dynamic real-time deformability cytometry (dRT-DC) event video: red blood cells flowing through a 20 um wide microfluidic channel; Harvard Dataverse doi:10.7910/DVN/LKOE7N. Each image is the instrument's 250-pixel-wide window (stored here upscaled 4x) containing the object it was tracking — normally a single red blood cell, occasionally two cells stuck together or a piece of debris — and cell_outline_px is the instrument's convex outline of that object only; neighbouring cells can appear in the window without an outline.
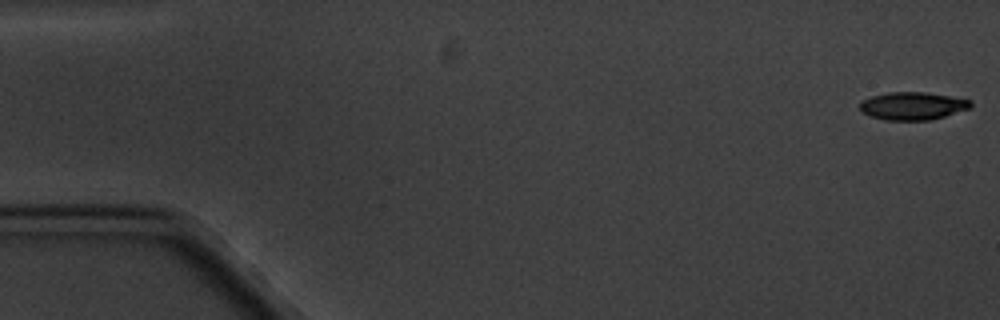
{"species": "common noctule bat (a hibernating species)", "species_latin": "Nyctalus noctula", "temperature_condition": "cold", "stored_images_in_passage": 5, "camera_frame_rate_fps": 3000, "um_per_image_px": 0.085, "animal": {"sex": "male", "body_mass_g": 20.1, "forearm_length_mm": 53.5}, "frame": {"image": 1, "passage_image": 1, "time_ms": 0.0, "image_size_px": [1000, 320], "cell_outline_px": [[972, 108], [944, 116], [928, 120], [884, 120], [872, 116], [864, 112], [860, 108], [860, 100], [872, 96], [888, 92], [924, 92], [952, 96], [972, 100]], "centroid_in_image_um": [77.6, 8.99], "position_along_channel_um": 7.4, "area_um2": 17.98}}
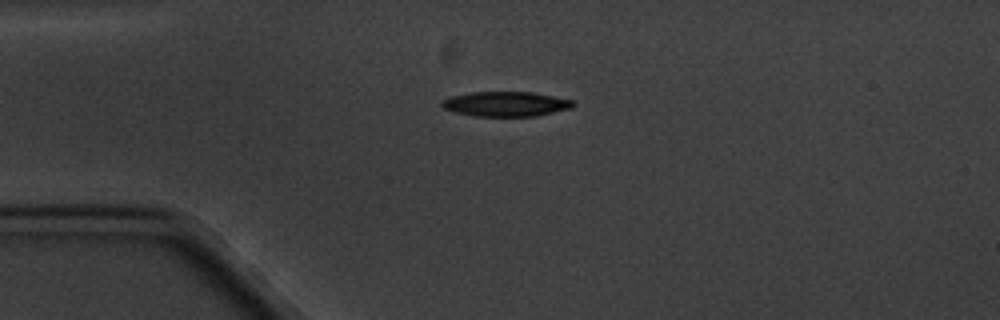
{"frame": {"image": 2, "passage_image": 4, "time_ms": 4.333, "image_size_px": [1000, 320], "cell_outline_px": [[576, 104], [572, 108], [536, 116], [472, 116], [456, 112], [444, 108], [440, 104], [444, 100], [452, 96], [472, 92], [532, 92], [572, 100]], "centroid_in_image_um": [43.02, 8.84], "position_along_channel_um": 42.0, "area_um2": 18.84}}